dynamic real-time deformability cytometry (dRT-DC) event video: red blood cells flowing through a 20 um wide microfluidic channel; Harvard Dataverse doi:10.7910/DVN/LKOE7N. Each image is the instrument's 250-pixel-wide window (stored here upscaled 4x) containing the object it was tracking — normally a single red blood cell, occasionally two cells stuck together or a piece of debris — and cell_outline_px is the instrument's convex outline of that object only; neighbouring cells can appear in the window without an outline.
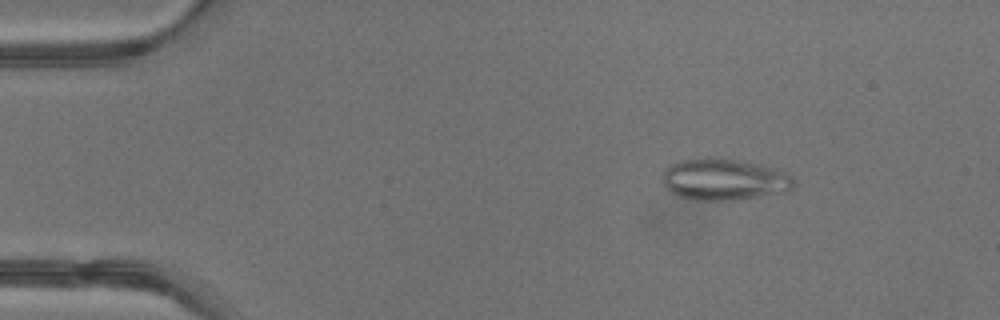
{"species": "common noctule bat (a hibernating species)", "species_latin": "Nyctalus noctula", "temperature_condition": "warm", "stored_images_in_passage": 42, "camera_frame_rate_fps": 3000, "um_per_image_px": 0.085, "animal": {"sex": "male", "body_mass_g": 13.3}, "frame": {"image": 1, "passage_image": 6, "time_ms": 1.667, "image_size_px": [1000, 320], "cell_outline_px": [[792, 188], [788, 192], [732, 200], [696, 200], [680, 196], [672, 192], [664, 184], [664, 168], [680, 160], [704, 156], [712, 156], [760, 164], [784, 172], [792, 176]], "centroid_in_image_um": [61.54, 15.23], "position_along_channel_um": 23.5, "area_um2": 31.73}}
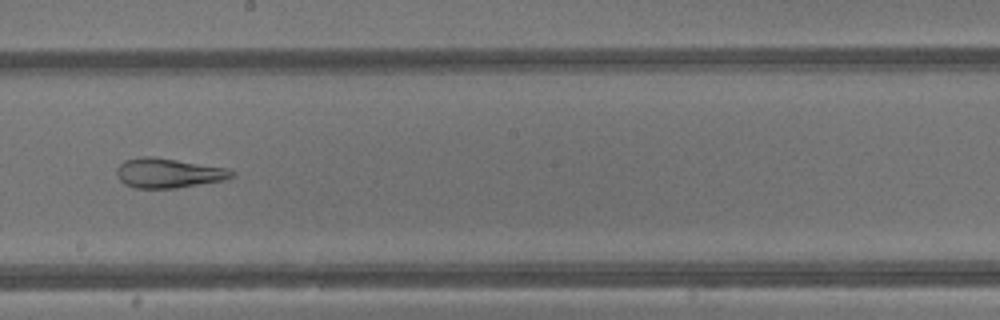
{"frame": {"image": 2, "passage_image": 24, "time_ms": 7.667, "image_size_px": [1000, 320], "cell_outline_px": [[236, 176], [224, 180], [176, 188], [136, 188], [124, 184], [120, 180], [116, 172], [116, 168], [124, 160], [140, 156], [152, 156], [228, 168], [236, 172]], "centroid_in_image_um": [14.32, 14.7], "position_along_channel_um": 233.9, "area_um2": 20.0}}
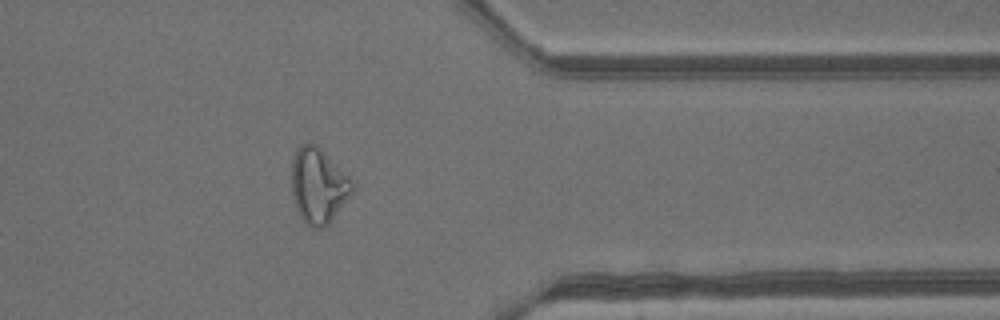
{"frame": {"image": 3, "passage_image": 34, "time_ms": 11.0, "image_size_px": [1000, 320], "cell_outline_px": [[356, 188], [332, 220], [324, 228], [312, 228], [300, 216], [296, 208], [292, 192], [292, 156], [300, 144], [316, 144], [352, 180]], "centroid_in_image_um": [27.06, 15.79], "position_along_channel_um": 384.3, "area_um2": 26.47}, "authors_computed_cell_mechanics": {"area_um2": 27.4261, "velocity_mm_per_s": 4.8677, "shape_relaxation_time_tau1_ms": null, "shape_relaxation_time_tau2_ms": 1.7896, "deformation_change_tau1": null, "deformation_change_tau2": 0.1115}}